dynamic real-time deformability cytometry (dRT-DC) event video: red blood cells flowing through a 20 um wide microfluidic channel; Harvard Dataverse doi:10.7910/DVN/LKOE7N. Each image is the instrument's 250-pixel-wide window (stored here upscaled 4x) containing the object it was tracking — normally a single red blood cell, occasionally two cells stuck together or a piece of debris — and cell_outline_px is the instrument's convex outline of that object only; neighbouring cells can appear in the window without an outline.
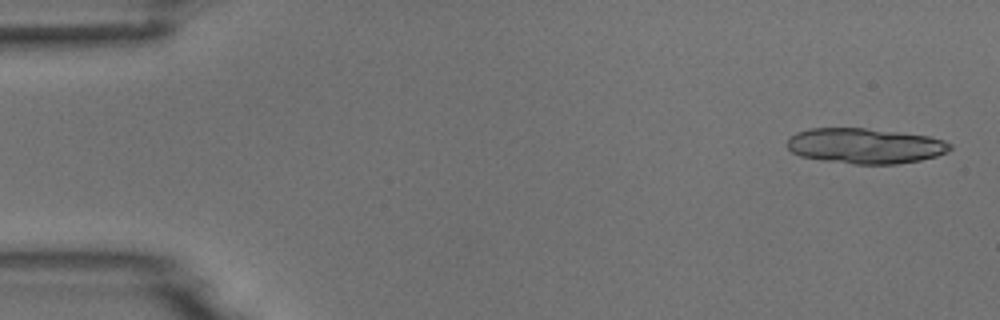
{"species": "common noctule bat (a hibernating species)", "species_latin": "Nyctalus noctula", "temperature_condition": "room temperature", "stored_images_in_passage": 6, "camera_frame_rate_fps": 3000, "um_per_image_px": 0.085, "animal": {"sex": "male", "body_mass_g": 18.8}, "frame": {"image": 1, "passage_image": 1, "time_ms": 0.0, "image_size_px": [1000, 320], "cell_outline_px": [[952, 148], [948, 152], [936, 156], [920, 160], [896, 164], [852, 164], [824, 160], [800, 156], [792, 152], [788, 148], [788, 136], [796, 132], [808, 128], [864, 128], [928, 136], [944, 140], [952, 144]], "centroid_in_image_um": [73.53, 12.4], "position_along_channel_um": 11.5, "area_um2": 33.58}}
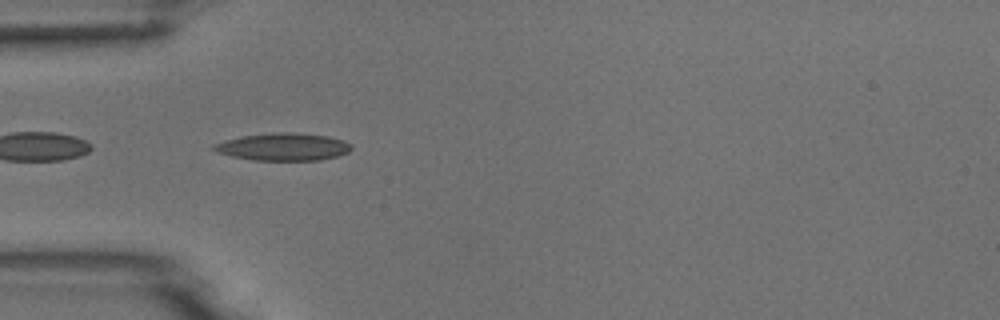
{"frame": {"image": 2, "passage_image": 5, "time_ms": 4.667, "image_size_px": [1000, 320], "cell_outline_px": [[352, 148], [348, 152], [336, 156], [320, 160], [252, 160], [232, 156], [220, 152], [212, 148], [212, 144], [224, 140], [240, 136], [272, 132], [288, 132], [328, 136], [344, 140], [352, 144]], "centroid_in_image_um": [24.08, 12.47], "position_along_channel_um": 60.9, "area_um2": 22.02}}